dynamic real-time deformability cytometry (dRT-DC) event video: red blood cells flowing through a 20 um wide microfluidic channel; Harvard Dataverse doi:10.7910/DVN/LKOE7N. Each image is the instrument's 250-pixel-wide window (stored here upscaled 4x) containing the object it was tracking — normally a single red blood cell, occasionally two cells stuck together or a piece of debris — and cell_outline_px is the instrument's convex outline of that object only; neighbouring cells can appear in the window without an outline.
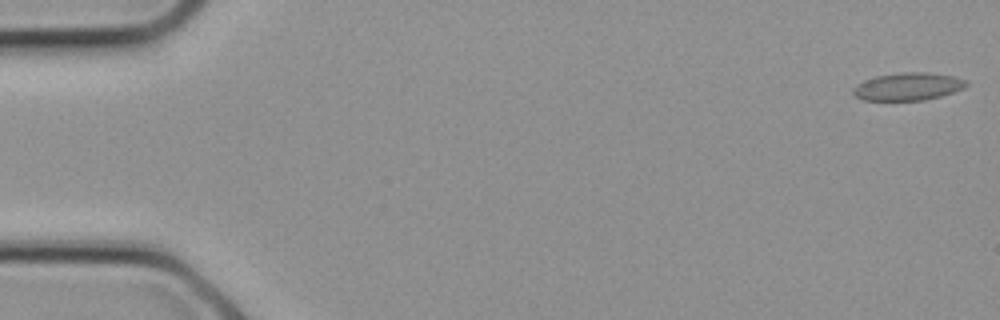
{"species": "common noctule bat (a hibernating species)", "species_latin": "Nyctalus noctula", "temperature_condition": "cold", "stored_images_in_passage": 8, "segment_of_instrument_passage": [1, 2], "camera_frame_rate_fps": 3000, "um_per_image_px": 0.085, "animal": {"sex": "female", "body_mass_g": 21.9}, "frame": {"image": 1, "passage_image": 1, "time_ms": 0.0, "image_size_px": [1000, 320], "cell_outline_px": [[968, 84], [964, 88], [940, 96], [924, 100], [864, 100], [856, 96], [852, 92], [852, 88], [856, 84], [864, 80], [876, 76], [900, 72], [928, 72], [952, 76], [964, 80]], "centroid_in_image_um": [77.14, 7.35], "position_along_channel_um": 7.9, "area_um2": 18.15}}
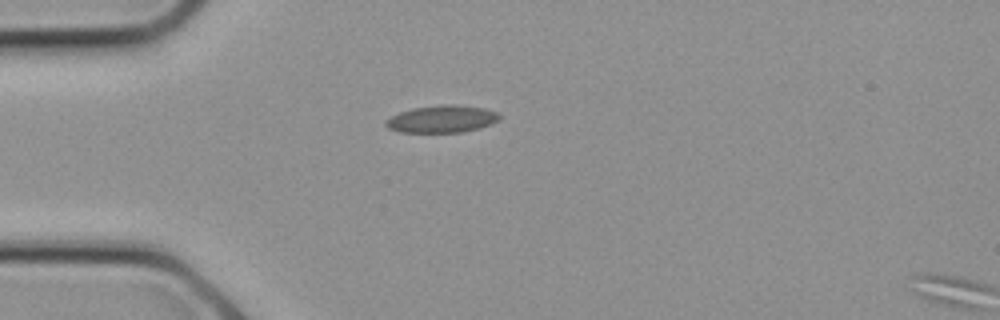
{"frame": {"image": 2, "passage_image": 7, "time_ms": 2.0, "image_size_px": [1000, 320], "cell_outline_px": [[500, 120], [480, 128], [464, 132], [400, 132], [388, 128], [384, 124], [384, 120], [400, 112], [412, 108], [448, 104], [456, 104], [484, 108], [496, 112], [500, 116]], "centroid_in_image_um": [37.56, 10.12], "position_along_channel_um": 47.4, "area_um2": 18.09}}